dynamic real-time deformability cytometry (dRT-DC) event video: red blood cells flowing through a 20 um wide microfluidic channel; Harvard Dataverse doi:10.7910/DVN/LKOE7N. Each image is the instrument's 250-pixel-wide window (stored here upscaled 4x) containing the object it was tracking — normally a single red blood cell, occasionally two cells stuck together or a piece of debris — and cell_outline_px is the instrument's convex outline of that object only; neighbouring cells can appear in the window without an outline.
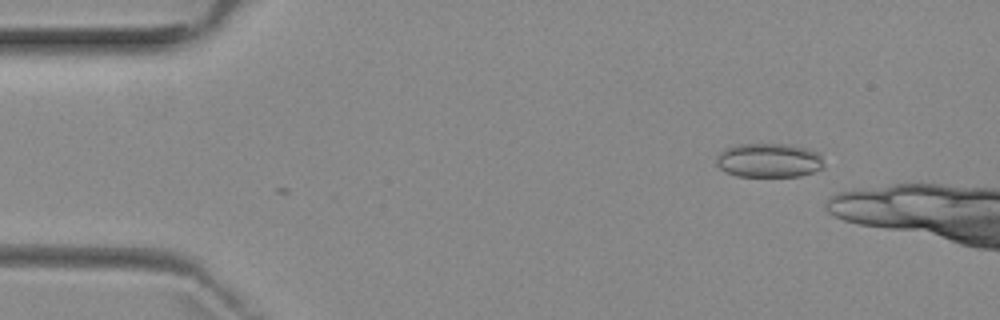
{"species": "common noctule bat (a hibernating species)", "species_latin": "Nyctalus noctula", "temperature_condition": "room temperature", "stored_images_in_passage": 2, "camera_frame_rate_fps": 3000, "um_per_image_px": 0.085, "animal": {"sex": "female", "body_mass_g": 29.2, "forearm_length_mm": 56.3}, "frame": {"image": 1, "passage_image": 1, "time_ms": 0.0, "image_size_px": [1000, 320], "cell_outline_px": [[824, 168], [800, 176], [736, 176], [720, 168], [716, 164], [716, 156], [724, 148], [736, 144], [788, 144], [808, 148], [820, 152], [824, 164]], "centroid_in_image_um": [65.38, 13.61], "position_along_channel_um": 19.6, "area_um2": 21.68}}